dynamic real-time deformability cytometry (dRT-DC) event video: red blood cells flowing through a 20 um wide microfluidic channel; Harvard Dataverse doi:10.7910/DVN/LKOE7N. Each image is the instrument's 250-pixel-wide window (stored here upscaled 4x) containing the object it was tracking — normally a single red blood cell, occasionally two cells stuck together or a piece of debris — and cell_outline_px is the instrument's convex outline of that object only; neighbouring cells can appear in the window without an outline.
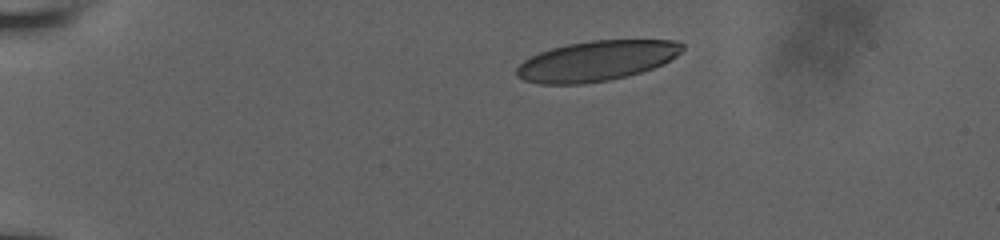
{"species": "human", "species_latin": "Homo sapiens", "temperature_condition": "room temperature", "stored_images_in_passage": 40, "camera_frame_rate_fps": 3000, "um_per_image_px": 0.085, "donor": {"sex": "male"}, "frame": {"image": 1, "passage_image": 1, "time_ms": 0.0, "image_size_px": [1000, 240], "cell_outline_px": [[684, 48], [676, 56], [664, 64], [640, 72], [608, 80], [584, 84], [540, 84], [524, 80], [516, 76], [516, 68], [524, 60], [540, 52], [552, 48], [568, 44], [592, 40], [676, 40], [684, 44]], "centroid_in_image_um": [50.71, 5.17], "position_along_channel_um": 34.3, "area_um2": 38.67}}
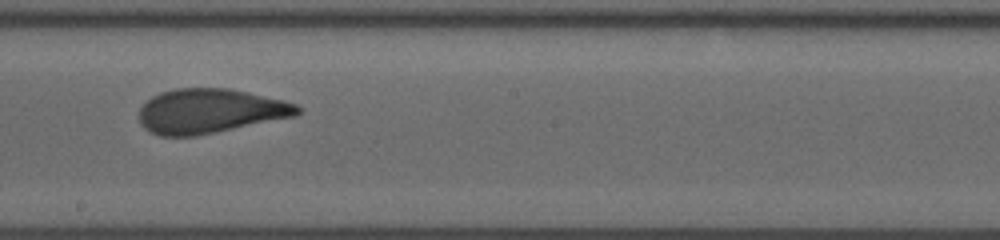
{"frame": {"image": 2, "passage_image": 22, "time_ms": 7.0, "image_size_px": [1000, 240], "cell_outline_px": [[300, 112], [296, 116], [196, 136], [160, 136], [144, 128], [140, 124], [140, 108], [152, 96], [160, 92], [176, 88], [232, 88], [284, 100], [296, 104], [300, 108]], "centroid_in_image_um": [17.86, 9.43], "position_along_channel_um": 230.3, "area_um2": 41.1}}
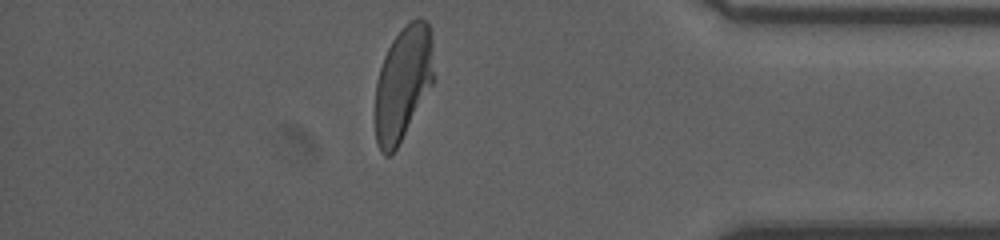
{"frame": {"image": 3, "passage_image": 37, "time_ms": 12.0, "image_size_px": [1000, 240], "cell_outline_px": [[432, 84], [396, 148], [388, 156], [384, 156], [380, 152], [376, 144], [376, 80], [384, 56], [392, 40], [404, 24], [416, 16], [420, 16], [428, 24], [432, 32]], "centroid_in_image_um": [34.24, 7.01], "position_along_channel_um": 401.0, "area_um2": 38.55}, "authors_computed_cell_mechanics": {"area_um2": 41.1247, "velocity_mm_per_s": 3.9176, "shape_relaxation_time_tau1_ms": 6.9552, "shape_relaxation_time_tau2_ms": 0.8703, "deformation_change_tau1": 0.2037, "deformation_change_tau2": 0.0868}}